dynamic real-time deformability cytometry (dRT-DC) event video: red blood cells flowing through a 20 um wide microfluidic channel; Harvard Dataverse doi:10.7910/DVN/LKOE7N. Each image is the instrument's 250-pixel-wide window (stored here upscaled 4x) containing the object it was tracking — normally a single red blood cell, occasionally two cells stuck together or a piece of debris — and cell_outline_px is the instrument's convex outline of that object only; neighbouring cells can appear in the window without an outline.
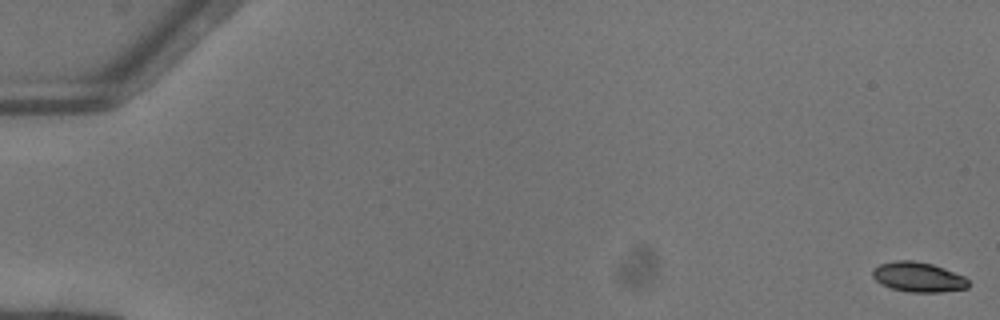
{"species": "common noctule bat (a hibernating species)", "species_latin": "Nyctalus noctula", "temperature_condition": "warm", "stored_images_in_passage": 52, "camera_frame_rate_fps": 3000, "um_per_image_px": 0.085, "animal": {"sex": "female"}, "frame": {"image": 1, "passage_image": 1, "time_ms": 0.0, "image_size_px": [1000, 320], "cell_outline_px": [[968, 288], [940, 292], [908, 292], [892, 288], [880, 284], [872, 276], [872, 268], [880, 264], [892, 260], [916, 260], [932, 264], [944, 268], [964, 276], [968, 280]], "centroid_in_image_um": [78.02, 23.54], "position_along_channel_um": 7.0, "area_um2": 16.82}}
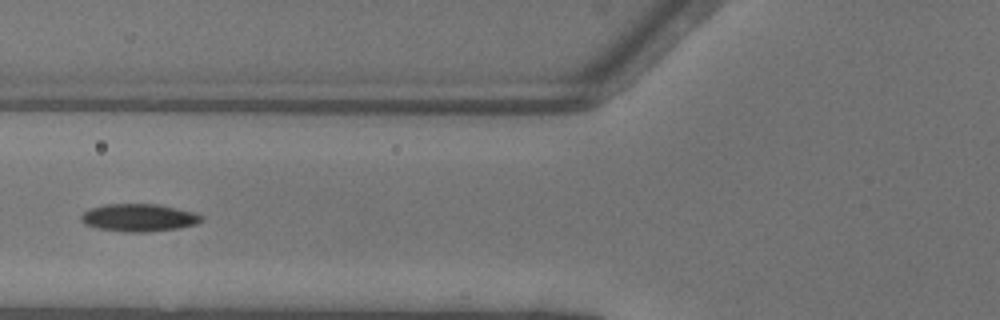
{"frame": {"image": 2, "passage_image": 22, "time_ms": 7.0, "image_size_px": [1000, 320], "cell_outline_px": [[204, 216], [196, 224], [180, 228], [148, 232], [124, 232], [96, 228], [84, 224], [80, 220], [80, 216], [88, 208], [104, 204], [160, 204], [196, 212]], "centroid_in_image_um": [11.79, 18.5], "position_along_channel_um": 114.0, "area_um2": 19.71}}
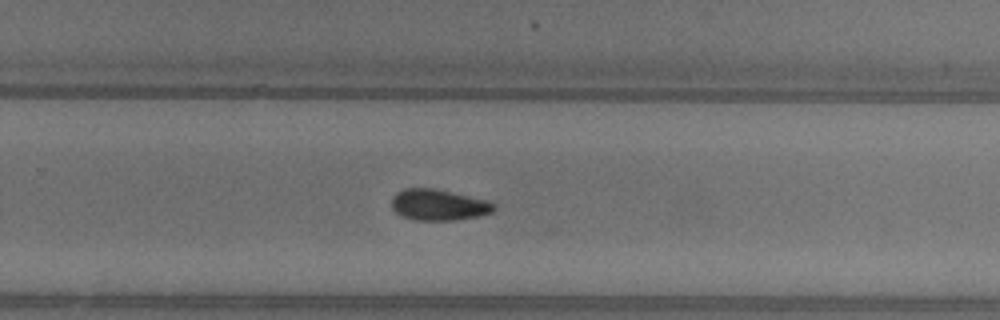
{"frame": {"image": 3, "passage_image": 35, "time_ms": 11.333, "image_size_px": [1000, 320], "cell_outline_px": [[496, 208], [492, 212], [480, 216], [456, 220], [412, 220], [396, 212], [392, 208], [392, 196], [396, 192], [404, 188], [432, 188], [488, 200], [496, 204]], "centroid_in_image_um": [37.29, 17.41], "position_along_channel_um": 292.5, "area_um2": 18.61}, "authors_computed_cell_mechanics": {"area_um2": 18.0914, "velocity_mm_per_s": 4.1253, "shape_relaxation_time_tau1_ms": 5.0351, "shape_relaxation_time_tau2_ms": null, "deformation_change_tau1": 0.1618, "deformation_change_tau2": null}}